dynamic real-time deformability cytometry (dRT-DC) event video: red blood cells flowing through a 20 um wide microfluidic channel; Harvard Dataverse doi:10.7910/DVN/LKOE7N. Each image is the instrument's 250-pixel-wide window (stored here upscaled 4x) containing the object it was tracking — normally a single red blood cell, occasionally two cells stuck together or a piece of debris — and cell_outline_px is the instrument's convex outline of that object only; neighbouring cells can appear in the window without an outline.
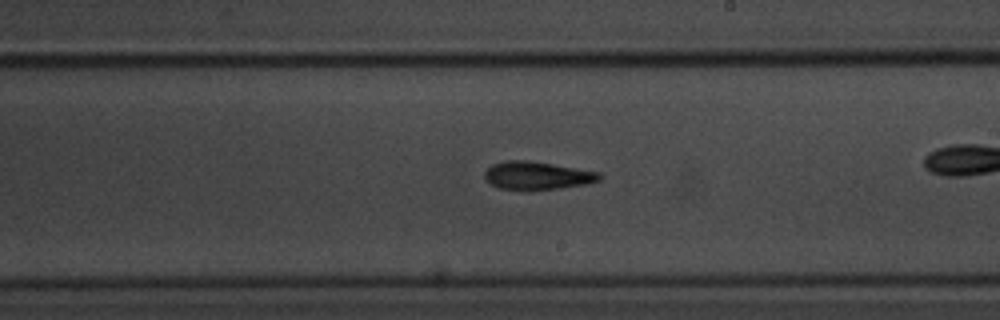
{"species": "common noctule bat (a hibernating species)", "species_latin": "Nyctalus noctula", "temperature_condition": "room temperature", "stored_images_in_passage": 30, "camera_frame_rate_fps": 3000, "um_per_image_px": 0.085, "animal": {"sex": "male", "body_mass_g": 20.1, "forearm_length_mm": 53.5}, "frame": {"image": 1, "passage_image": 18, "time_ms": 5.667, "image_size_px": [1000, 320], "cell_outline_px": [[600, 180], [584, 184], [560, 188], [528, 192], [500, 188], [492, 184], [484, 176], [484, 172], [492, 164], [504, 160], [524, 160], [552, 164], [600, 172]], "centroid_in_image_um": [45.62, 14.94], "position_along_channel_um": 243.4, "area_um2": 18.9}}